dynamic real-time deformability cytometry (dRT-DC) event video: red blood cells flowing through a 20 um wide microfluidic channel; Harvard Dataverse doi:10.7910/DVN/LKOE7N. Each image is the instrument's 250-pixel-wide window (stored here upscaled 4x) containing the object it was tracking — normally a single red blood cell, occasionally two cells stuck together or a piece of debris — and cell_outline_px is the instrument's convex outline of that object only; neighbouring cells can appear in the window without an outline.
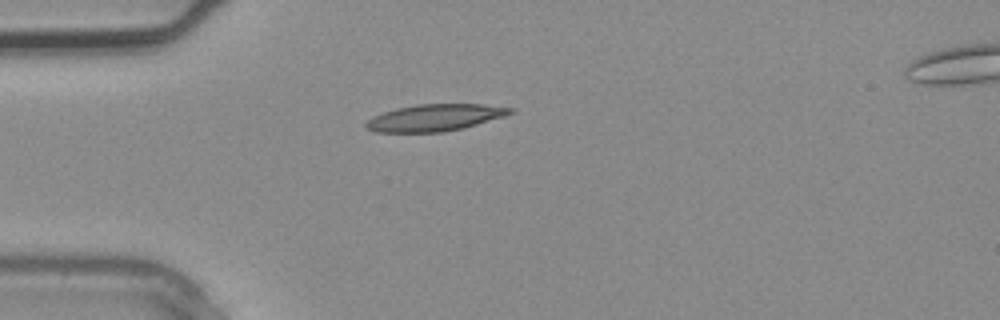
{"species": "common noctule bat (a hibernating species)", "species_latin": "Nyctalus noctula", "temperature_condition": "warm", "stored_images_in_passage": 4, "camera_frame_rate_fps": 3000, "um_per_image_px": 0.085, "animal": {"sex": "male", "body_mass_g": 20.4}, "frame": {"image": 1, "passage_image": 4, "time_ms": 1.0, "image_size_px": [1000, 320], "cell_outline_px": [[516, 112], [504, 116], [464, 128], [444, 132], [376, 132], [364, 128], [364, 124], [372, 116], [396, 108], [416, 104], [480, 104], [516, 108]], "centroid_in_image_um": [36.97, 10.0], "position_along_channel_um": 48.0, "area_um2": 22.72}}